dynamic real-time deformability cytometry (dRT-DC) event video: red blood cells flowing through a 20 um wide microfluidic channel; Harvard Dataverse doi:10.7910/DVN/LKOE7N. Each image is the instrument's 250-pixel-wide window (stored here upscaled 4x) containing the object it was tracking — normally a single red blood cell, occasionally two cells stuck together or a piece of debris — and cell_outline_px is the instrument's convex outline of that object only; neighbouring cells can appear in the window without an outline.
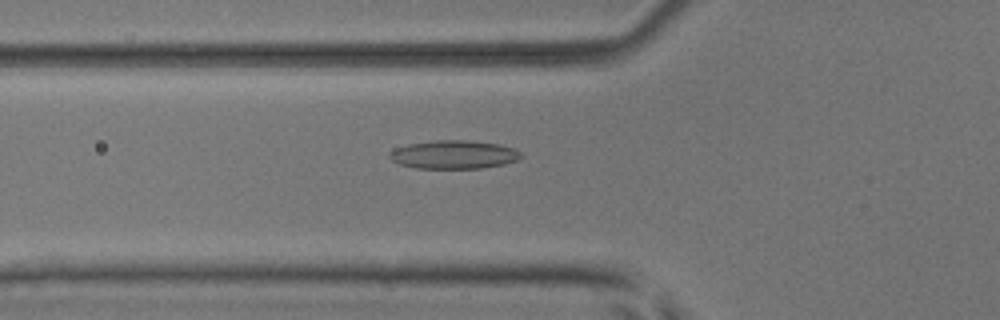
{"species": "common noctule bat (a hibernating species)", "species_latin": "Nyctalus noctula", "temperature_condition": "room temperature", "stored_images_in_passage": 46, "camera_frame_rate_fps": 3000, "um_per_image_px": 0.085, "animal": {"sex": "male", "body_mass_g": 17.9, "forearm_length_mm": 54.2}, "frame": {"image": 1, "passage_image": 20, "time_ms": 6.333, "image_size_px": [1000, 320], "cell_outline_px": [[524, 156], [516, 160], [504, 164], [480, 168], [416, 168], [400, 164], [392, 160], [388, 156], [388, 152], [396, 148], [408, 144], [436, 140], [472, 140], [500, 144], [516, 148]], "centroid_in_image_um": [38.6, 13.13], "position_along_channel_um": 87.2, "area_um2": 21.91}}
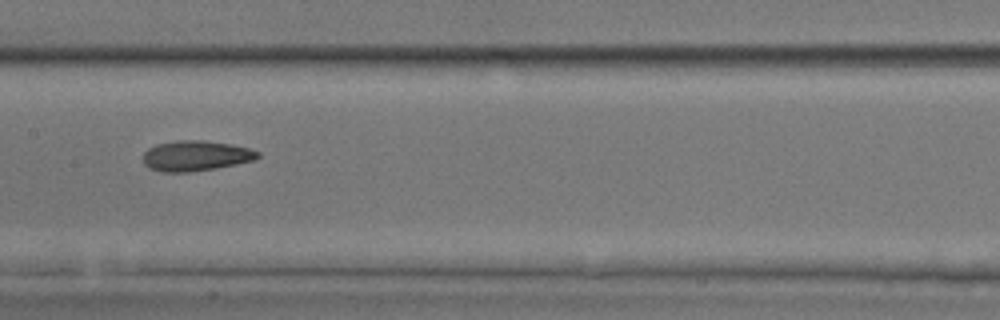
{"frame": {"image": 2, "passage_image": 28, "time_ms": 9.0, "image_size_px": [1000, 320], "cell_outline_px": [[260, 156], [256, 160], [216, 168], [188, 172], [164, 172], [148, 168], [144, 164], [144, 152], [148, 148], [156, 144], [176, 140], [204, 140], [232, 144], [248, 148], [260, 152]], "centroid_in_image_um": [16.65, 13.24], "position_along_channel_um": 190.8, "area_um2": 20.4}}
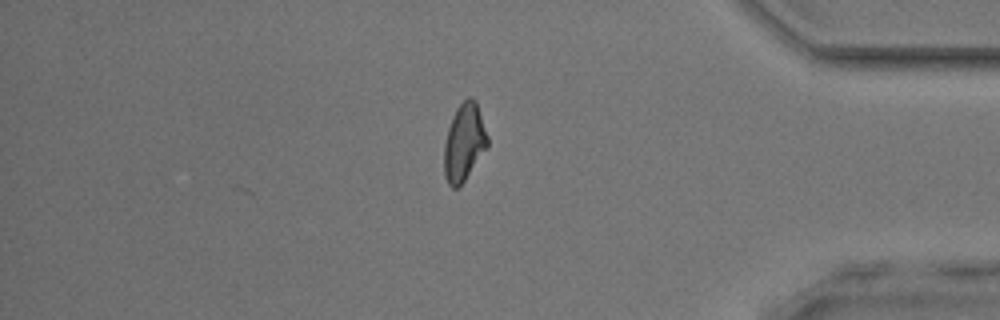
{"frame": {"image": 3, "passage_image": 46, "time_ms": 15.0, "image_size_px": [1000, 320], "cell_outline_px": [[488, 148], [460, 188], [452, 188], [448, 184], [444, 176], [444, 144], [448, 128], [452, 116], [456, 108], [468, 96], [472, 96], [476, 100], [488, 136]], "centroid_in_image_um": [39.46, 12.13], "position_along_channel_um": 395.7, "area_um2": 20.06}, "authors_computed_cell_mechanics": {"area_um2": 20.4034, "velocity_mm_per_s": 3.8713, "shape_relaxation_time_tau1_ms": null, "shape_relaxation_time_tau2_ms": 3.4514, "deformation_change_tau1": null, "deformation_change_tau2": 0.1176}}